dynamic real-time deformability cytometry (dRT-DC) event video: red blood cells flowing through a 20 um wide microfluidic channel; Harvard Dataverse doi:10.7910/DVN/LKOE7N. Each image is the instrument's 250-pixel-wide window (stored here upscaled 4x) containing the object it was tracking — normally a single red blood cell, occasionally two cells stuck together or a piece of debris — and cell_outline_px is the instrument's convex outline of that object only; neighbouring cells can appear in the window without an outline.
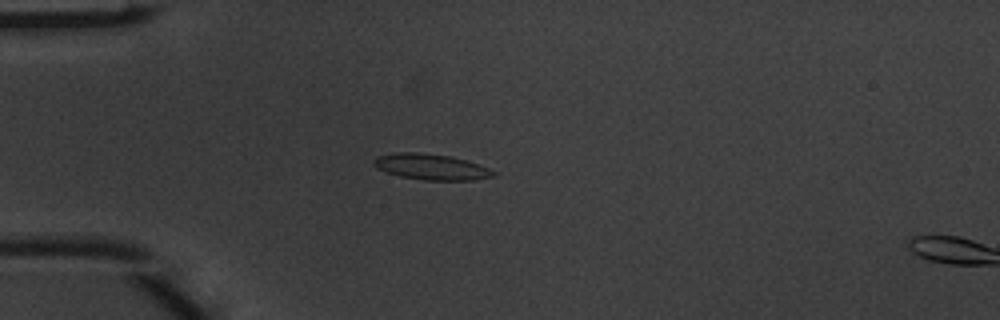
{"species": "common noctule bat (a hibernating species)", "species_latin": "Nyctalus noctula", "temperature_condition": "warm", "stored_images_in_passage": 5, "camera_frame_rate_fps": 3000, "um_per_image_px": 0.085, "animal": {"sex": "male", "body_mass_g": 20.1, "forearm_length_mm": 53.5}, "frame": {"image": 1, "passage_image": 4, "time_ms": 1.0, "image_size_px": [1000, 320], "cell_outline_px": [[496, 176], [472, 180], [424, 180], [400, 176], [384, 172], [376, 168], [372, 164], [372, 160], [376, 156], [396, 152], [416, 152], [448, 156], [468, 160], [488, 168], [496, 172]], "centroid_in_image_um": [36.6, 14.18], "position_along_channel_um": 48.4, "area_um2": 18.15}}